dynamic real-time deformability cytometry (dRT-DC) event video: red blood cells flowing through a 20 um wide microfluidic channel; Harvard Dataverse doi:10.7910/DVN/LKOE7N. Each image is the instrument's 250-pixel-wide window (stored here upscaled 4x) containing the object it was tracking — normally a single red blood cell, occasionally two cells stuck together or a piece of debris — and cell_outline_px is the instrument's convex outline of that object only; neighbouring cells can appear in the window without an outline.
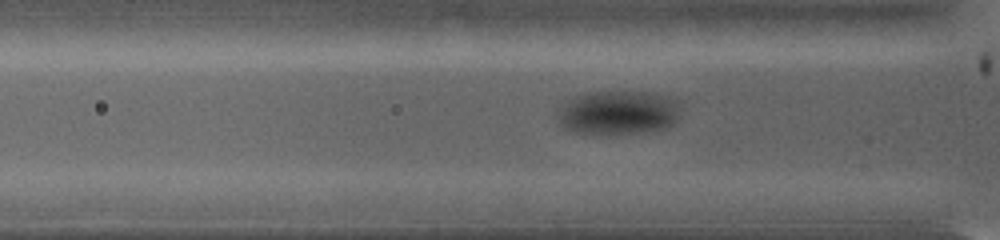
{"species": "common noctule bat (a hibernating species)", "species_latin": "Nyctalus noctula", "temperature_condition": "warm", "stored_images_in_passage": 89, "camera_frame_rate_fps": 5000, "um_per_image_px": 0.085, "animal": {"sex": "female", "body_mass_g": 19.0, "forearm_length_mm": 53.3}, "frame": {"image": 1, "passage_image": 17, "time_ms": 3.2, "image_size_px": [1000, 240], "cell_outline_px": [[680, 116], [672, 124], [664, 128], [608, 136], [572, 132], [564, 128], [560, 124], [556, 116], [556, 108], [568, 100], [584, 92], [652, 92], [668, 96], [676, 100], [680, 104]], "centroid_in_image_um": [52.49, 9.58], "position_along_channel_um": 73.3, "area_um2": 32.31}}
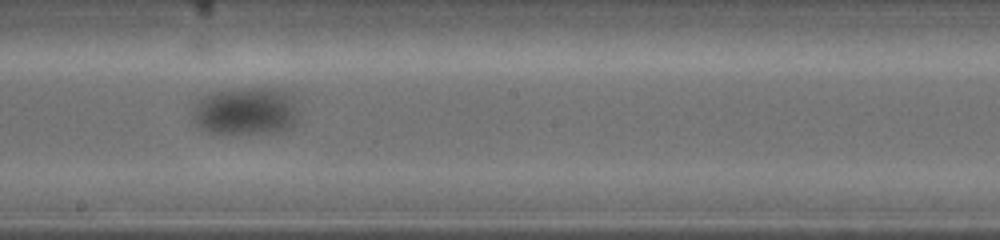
{"frame": {"image": 2, "passage_image": 38, "time_ms": 7.4, "image_size_px": [1000, 240], "cell_outline_px": [[296, 124], [292, 128], [280, 132], [208, 132], [200, 128], [196, 124], [192, 116], [196, 104], [200, 100], [212, 92], [232, 88], [288, 88], [292, 96], [296, 120]], "centroid_in_image_um": [20.93, 9.41], "position_along_channel_um": 227.3, "area_um2": 29.36}}
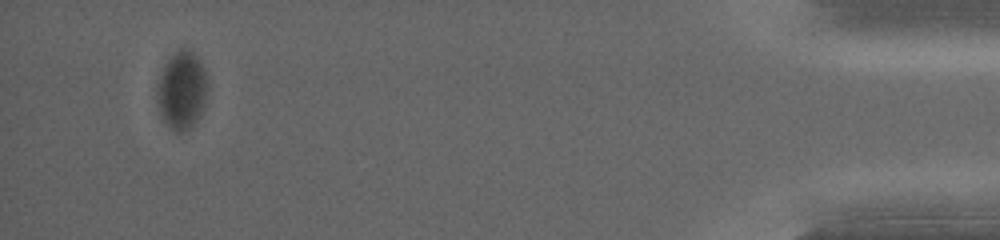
{"frame": {"image": 3, "passage_image": 79, "time_ms": 15.6, "image_size_px": [1000, 240], "cell_outline_px": [[208, 84], [200, 116], [188, 128], [180, 132], [176, 132], [168, 128], [160, 116], [160, 76], [168, 60], [180, 48], [192, 52], [196, 56], [204, 68]], "centroid_in_image_um": [15.49, 7.7], "position_along_channel_um": 419.7, "area_um2": 21.96}, "authors_computed_cell_mechanics": {"area_um2": 28.3798, "velocity_mm_per_s": 3.6671, "shape_relaxation_time_tau1_ms": 1.7547, "shape_relaxation_time_tau2_ms": null, "deformation_change_tau1": 0.078, "deformation_change_tau2": null}}